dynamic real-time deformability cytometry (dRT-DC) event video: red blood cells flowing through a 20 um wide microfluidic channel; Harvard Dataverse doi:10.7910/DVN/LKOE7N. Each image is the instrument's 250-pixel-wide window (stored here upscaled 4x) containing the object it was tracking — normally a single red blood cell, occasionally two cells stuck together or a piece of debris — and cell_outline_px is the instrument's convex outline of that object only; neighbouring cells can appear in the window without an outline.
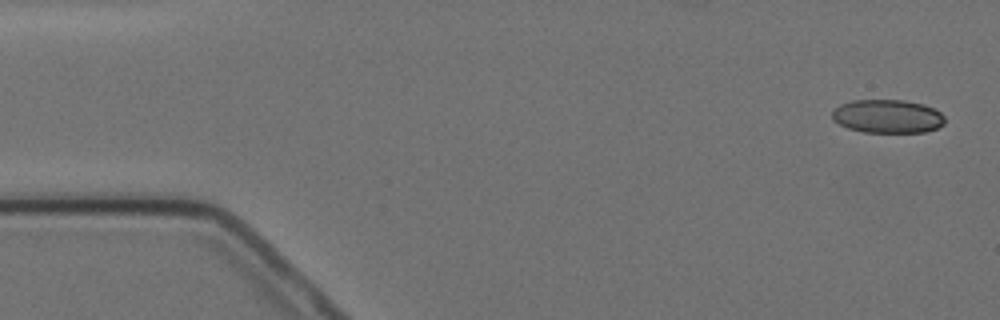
{"species": "Egyptian fruit bat (a non-hibernating species)", "species_latin": "Rousettus aegyptiacus", "temperature_condition": "cold", "stored_images_in_passage": 4, "camera_frame_rate_fps": 3000, "um_per_image_px": 0.085, "animal": {"sex": "female"}, "frame": {"image": 1, "passage_image": 1, "time_ms": 0.0, "image_size_px": [1000, 320], "cell_outline_px": [[944, 124], [936, 128], [924, 132], [864, 132], [848, 128], [832, 120], [832, 112], [840, 104], [852, 100], [904, 100], [924, 104], [940, 112], [944, 116]], "centroid_in_image_um": [75.43, 9.88], "position_along_channel_um": 9.6, "area_um2": 21.96}}